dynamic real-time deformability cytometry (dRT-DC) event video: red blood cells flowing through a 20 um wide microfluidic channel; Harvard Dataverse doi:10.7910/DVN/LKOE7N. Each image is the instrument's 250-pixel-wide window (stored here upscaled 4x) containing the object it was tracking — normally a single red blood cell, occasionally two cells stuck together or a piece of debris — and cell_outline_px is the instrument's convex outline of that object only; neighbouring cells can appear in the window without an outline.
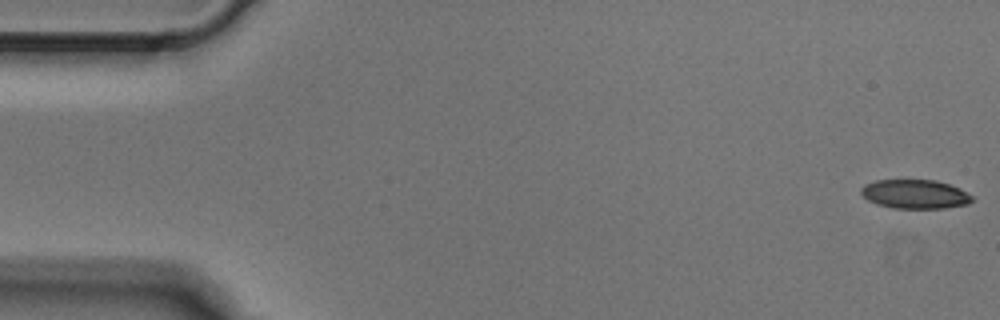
{"species": "Egyptian fruit bat (a non-hibernating species)", "species_latin": "Rousettus aegyptiacus", "temperature_condition": "cold", "stored_images_in_passage": 7, "segment_of_instrument_passage": [1, 2], "camera_frame_rate_fps": 3000, "um_per_image_px": 0.085, "animal": {"sex": "male"}, "frame": {"image": 1, "passage_image": 1, "time_ms": 0.0, "image_size_px": [1000, 320], "cell_outline_px": [[976, 200], [968, 204], [944, 208], [892, 208], [876, 204], [868, 200], [860, 192], [860, 188], [864, 184], [876, 180], [936, 180], [960, 188], [976, 196]], "centroid_in_image_um": [77.82, 16.5], "position_along_channel_um": 7.2, "area_um2": 19.07}}
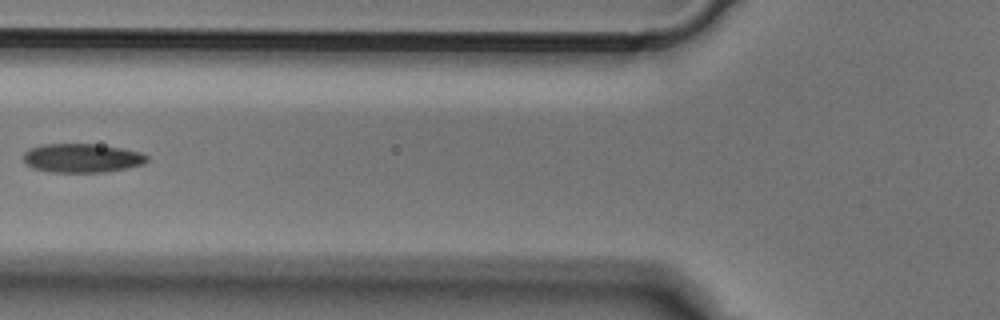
{"frame": {"image": 2, "passage_image": 6, "time_ms": 1.667, "image_size_px": [1000, 320], "cell_outline_px": [[148, 160], [144, 164], [128, 168], [104, 172], [48, 172], [32, 168], [24, 164], [24, 152], [28, 148], [44, 144], [96, 144], [124, 148], [140, 152], [148, 156]], "centroid_in_image_um": [6.95, 13.44], "position_along_channel_um": 118.8, "area_um2": 21.1}}